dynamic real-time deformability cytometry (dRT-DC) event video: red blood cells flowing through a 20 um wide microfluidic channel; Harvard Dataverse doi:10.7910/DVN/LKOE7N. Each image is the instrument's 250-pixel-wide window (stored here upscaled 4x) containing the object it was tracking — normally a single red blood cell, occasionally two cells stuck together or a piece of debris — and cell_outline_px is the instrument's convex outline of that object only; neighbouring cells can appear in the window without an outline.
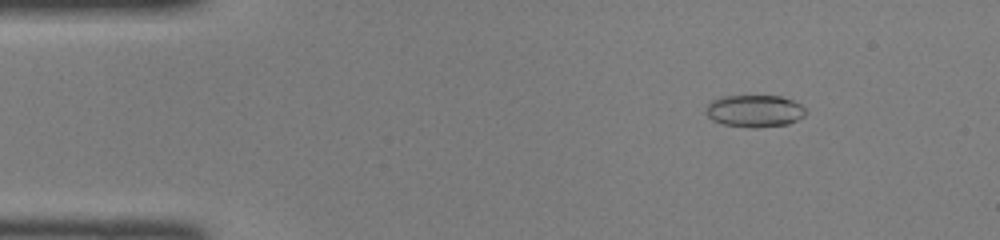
{"species": "common noctule bat (a hibernating species)", "species_latin": "Nyctalus noctula", "temperature_condition": "room temperature", "stored_images_in_passage": 46, "camera_frame_rate_fps": 3000, "um_per_image_px": 0.085, "animal": {"sex": "female", "body_mass_g": 22.0, "forearm_length_mm": 56.7}, "frame": {"image": 1, "passage_image": 6, "time_ms": 1.667, "image_size_px": [1000, 240], "cell_outline_px": [[808, 112], [804, 116], [788, 124], [752, 128], [724, 124], [712, 120], [704, 112], [708, 104], [712, 100], [724, 96], [780, 96], [792, 100], [800, 104]], "centroid_in_image_um": [64.14, 9.43], "position_along_channel_um": 20.9, "area_um2": 18.67}}
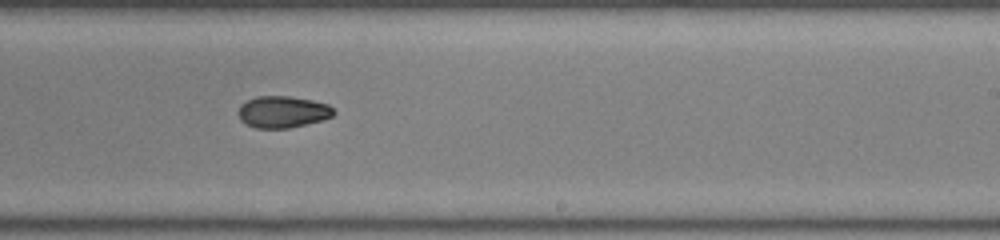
{"frame": {"image": 2, "passage_image": 28, "time_ms": 9.0, "image_size_px": [1000, 240], "cell_outline_px": [[336, 112], [332, 116], [320, 120], [288, 128], [256, 128], [240, 120], [240, 104], [256, 96], [292, 96], [312, 100], [328, 104]], "centroid_in_image_um": [24.04, 9.49], "position_along_channel_um": 265.0, "area_um2": 17.4}}
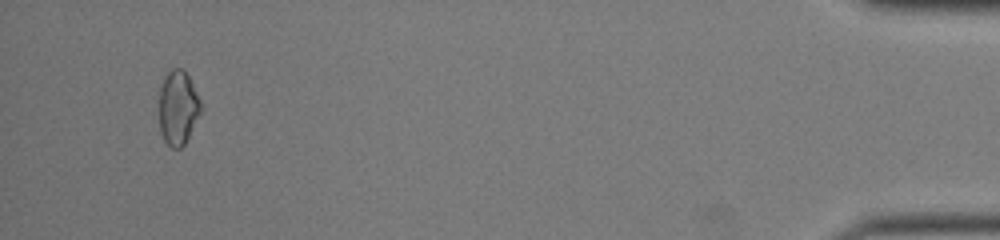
{"frame": {"image": 3, "passage_image": 44, "time_ms": 14.333, "image_size_px": [1000, 240], "cell_outline_px": [[200, 112], [184, 144], [180, 148], [172, 148], [164, 140], [160, 132], [160, 88], [164, 76], [172, 68], [184, 68], [200, 100]], "centroid_in_image_um": [15.11, 9.13], "position_along_channel_um": 420.1, "area_um2": 17.69}}